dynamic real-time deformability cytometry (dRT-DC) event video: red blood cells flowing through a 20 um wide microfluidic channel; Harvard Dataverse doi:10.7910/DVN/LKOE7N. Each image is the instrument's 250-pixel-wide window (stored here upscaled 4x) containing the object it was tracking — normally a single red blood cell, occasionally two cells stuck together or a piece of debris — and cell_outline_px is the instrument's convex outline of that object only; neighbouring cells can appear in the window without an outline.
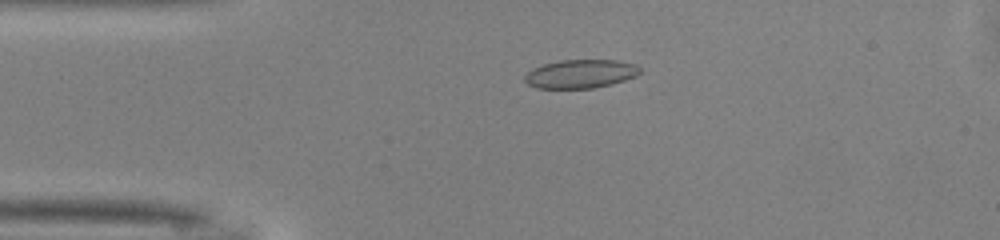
{"species": "common noctule bat (a hibernating species)", "species_latin": "Nyctalus noctula", "temperature_condition": "warm", "stored_images_in_passage": 30, "camera_frame_rate_fps": 3000, "um_per_image_px": 0.085, "animal": {"sex": "male", "body_mass_g": 13.0, "forearm_length_mm": 53.1}, "frame": {"image": 1, "passage_image": 2, "time_ms": 0.333, "image_size_px": [1000, 240], "cell_outline_px": [[640, 72], [636, 76], [612, 84], [592, 88], [536, 88], [528, 84], [524, 80], [524, 76], [532, 68], [544, 64], [560, 60], [616, 60], [636, 64], [640, 68]], "centroid_in_image_um": [49.34, 6.27], "position_along_channel_um": 35.7, "area_um2": 19.19}}
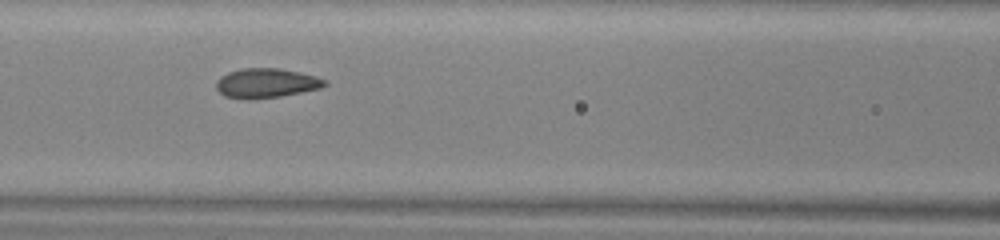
{"frame": {"image": 2, "passage_image": 12, "time_ms": 3.667, "image_size_px": [1000, 240], "cell_outline_px": [[328, 84], [320, 88], [280, 96], [224, 96], [216, 88], [216, 80], [220, 76], [228, 72], [244, 68], [280, 68], [300, 72], [316, 76], [324, 80]], "centroid_in_image_um": [22.65, 7.01], "position_along_channel_um": 143.9, "area_um2": 17.86}}
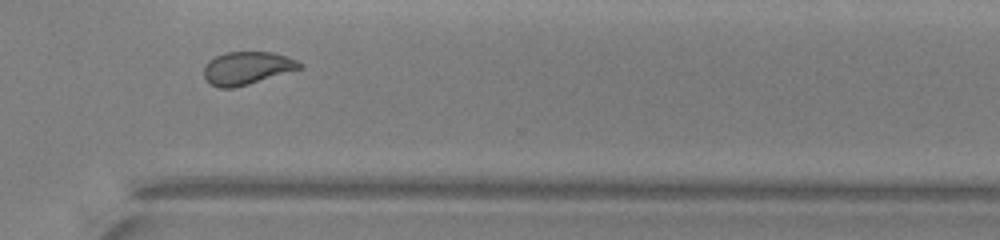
{"frame": {"image": 3, "passage_image": 27, "time_ms": 8.667, "image_size_px": [1000, 240], "cell_outline_px": [[304, 68], [248, 84], [232, 88], [220, 88], [212, 84], [204, 76], [204, 68], [208, 60], [224, 52], [272, 52], [296, 60], [304, 64]], "centroid_in_image_um": [21.02, 5.78], "position_along_channel_um": 349.6, "area_um2": 18.26}, "authors_computed_cell_mechanics": {"area_um2": 18.4093, "velocity_mm_per_s": 4.113, "shape_relaxation_time_tau1_ms": 8.8057, "shape_relaxation_time_tau2_ms": 0.8838, "deformation_change_tau1": 0.1741, "deformation_change_tau2": 0.0468}}